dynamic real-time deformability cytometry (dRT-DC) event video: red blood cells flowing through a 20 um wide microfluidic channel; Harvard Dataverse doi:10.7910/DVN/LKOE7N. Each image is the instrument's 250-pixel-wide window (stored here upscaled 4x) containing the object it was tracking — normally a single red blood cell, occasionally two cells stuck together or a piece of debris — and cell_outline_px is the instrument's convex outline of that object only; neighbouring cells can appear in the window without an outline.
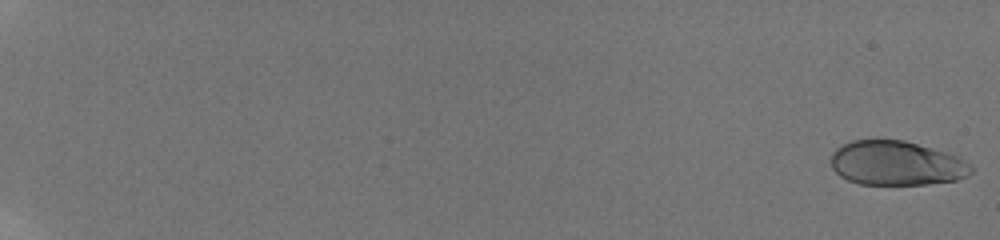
{"species": "human", "species_latin": "Homo sapiens", "temperature_condition": "room temperature", "stored_images_in_passage": 20, "camera_frame_rate_fps": 3000, "um_per_image_px": 0.085, "donor": {"sex": "male"}, "frame": {"image": 1, "passage_image": 1, "time_ms": 0.0, "image_size_px": [1000, 240], "cell_outline_px": [[972, 172], [968, 176], [956, 180], [928, 184], [860, 184], [848, 180], [840, 176], [832, 168], [832, 152], [836, 148], [852, 140], [904, 140], [944, 152], [956, 156], [972, 164]], "centroid_in_image_um": [76.2, 13.88], "position_along_channel_um": 8.8, "area_um2": 36.07}}
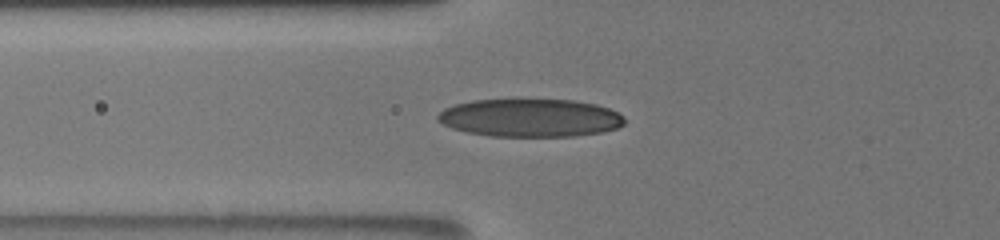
{"frame": {"image": 2, "passage_image": 13, "time_ms": 8.333, "image_size_px": [1000, 240], "cell_outline_px": [[624, 124], [616, 128], [604, 132], [576, 136], [488, 136], [464, 132], [452, 128], [436, 120], [436, 116], [444, 108], [456, 104], [472, 100], [572, 100], [596, 104], [608, 108], [624, 116]], "centroid_in_image_um": [45.05, 10.03], "position_along_channel_um": 80.7, "area_um2": 41.44}}
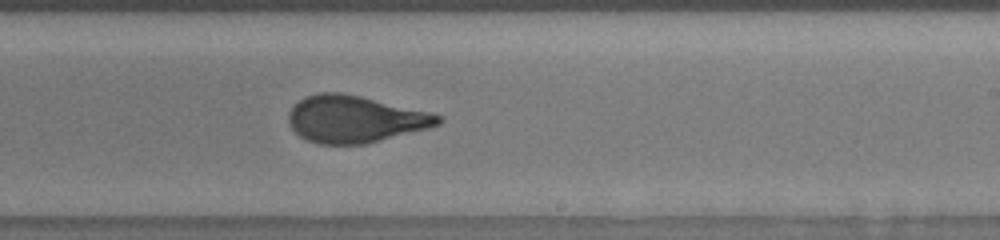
{"frame": {"image": 3, "passage_image": 20, "time_ms": 13.0, "image_size_px": [1000, 240], "cell_outline_px": [[444, 120], [440, 124], [428, 128], [364, 144], [316, 144], [300, 136], [292, 128], [288, 120], [288, 112], [300, 100], [308, 96], [320, 92], [340, 92], [360, 96], [428, 112], [440, 116]], "centroid_in_image_um": [30.15, 10.13], "position_along_channel_um": 258.9, "area_um2": 40.4}}